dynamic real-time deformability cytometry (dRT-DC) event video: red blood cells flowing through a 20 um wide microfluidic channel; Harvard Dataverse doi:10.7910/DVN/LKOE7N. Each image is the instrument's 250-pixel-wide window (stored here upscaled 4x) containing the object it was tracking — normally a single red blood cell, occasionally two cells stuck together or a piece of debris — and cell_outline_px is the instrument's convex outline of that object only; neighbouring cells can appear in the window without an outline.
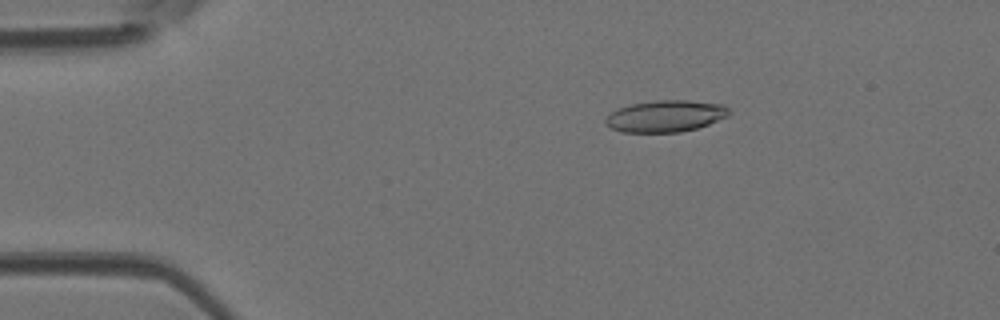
{"species": "Egyptian fruit bat (a non-hibernating species)", "species_latin": "Rousettus aegyptiacus", "temperature_condition": "room temperature", "stored_images_in_passage": 45, "camera_frame_rate_fps": 3000, "um_per_image_px": 0.085, "animal": {"sex": "female"}, "frame": {"image": 1, "passage_image": 8, "time_ms": 2.333, "image_size_px": [1000, 320], "cell_outline_px": [[732, 112], [728, 116], [708, 124], [696, 128], [680, 132], [620, 132], [604, 124], [604, 120], [608, 112], [616, 108], [632, 104], [656, 100], [688, 100], [724, 104]], "centroid_in_image_um": [56.54, 9.86], "position_along_channel_um": 28.5, "area_um2": 23.06}}
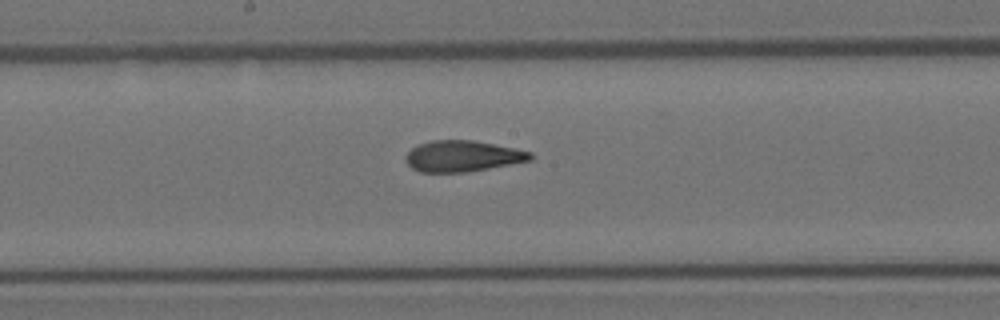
{"frame": {"image": 2, "passage_image": 24, "time_ms": 7.667, "image_size_px": [1000, 320], "cell_outline_px": [[532, 160], [488, 168], [464, 172], [420, 172], [412, 168], [408, 164], [404, 156], [416, 144], [432, 140], [472, 140], [516, 148], [532, 152]], "centroid_in_image_um": [39.3, 13.26], "position_along_channel_um": 208.9, "area_um2": 22.54}}
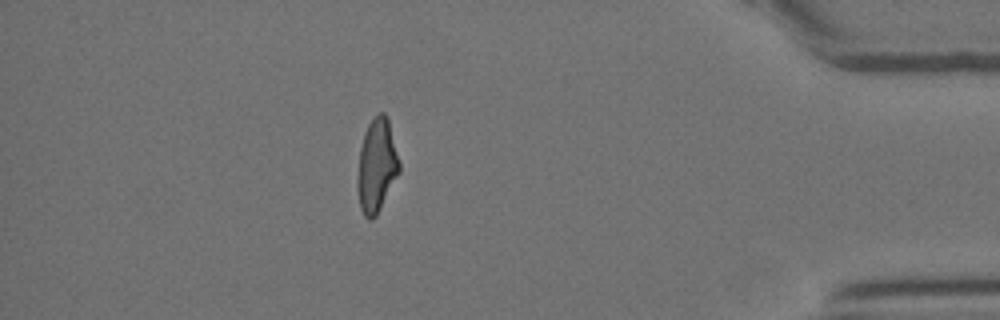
{"frame": {"image": 3, "passage_image": 40, "time_ms": 13.0, "image_size_px": [1000, 320], "cell_outline_px": [[400, 172], [376, 216], [372, 220], [368, 220], [364, 216], [360, 208], [356, 188], [356, 180], [360, 148], [364, 132], [372, 116], [380, 112], [384, 112], [388, 116], [400, 164]], "centroid_in_image_um": [32.0, 14.07], "position_along_channel_um": 403.2, "area_um2": 23.24}}